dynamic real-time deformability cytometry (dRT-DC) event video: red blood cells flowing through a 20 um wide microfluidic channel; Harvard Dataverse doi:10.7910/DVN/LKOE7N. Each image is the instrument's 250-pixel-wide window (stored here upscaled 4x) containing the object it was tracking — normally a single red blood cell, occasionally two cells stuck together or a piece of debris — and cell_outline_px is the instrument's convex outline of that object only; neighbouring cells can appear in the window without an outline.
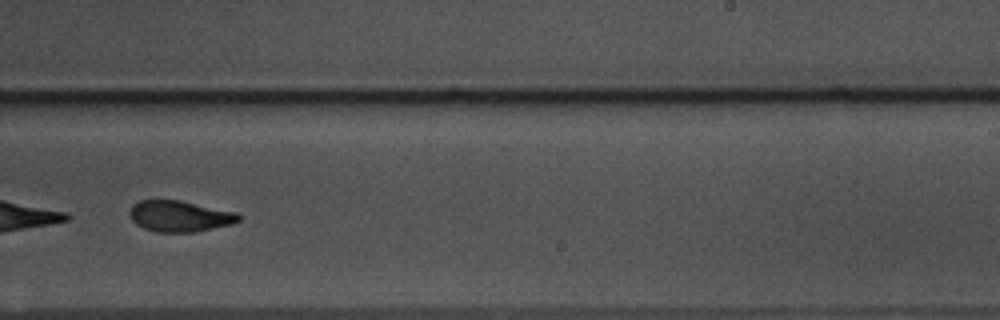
{"species": "common noctule bat (a hibernating species)", "species_latin": "Nyctalus noctula", "temperature_condition": "warm", "stored_images_in_passage": 36, "camera_frame_rate_fps": 3000, "um_per_image_px": 0.085, "animal": {"sex": "male", "body_mass_g": 17.5, "forearm_length_mm": 52.3}, "frame": {"image": 1, "passage_image": 21, "time_ms": 6.667, "image_size_px": [1000, 320], "cell_outline_px": [[240, 220], [232, 224], [196, 232], [156, 232], [144, 228], [136, 224], [132, 220], [128, 212], [132, 204], [140, 200], [180, 200], [236, 212], [240, 216]], "centroid_in_image_um": [15.25, 18.37], "position_along_channel_um": 273.8, "area_um2": 19.83}}